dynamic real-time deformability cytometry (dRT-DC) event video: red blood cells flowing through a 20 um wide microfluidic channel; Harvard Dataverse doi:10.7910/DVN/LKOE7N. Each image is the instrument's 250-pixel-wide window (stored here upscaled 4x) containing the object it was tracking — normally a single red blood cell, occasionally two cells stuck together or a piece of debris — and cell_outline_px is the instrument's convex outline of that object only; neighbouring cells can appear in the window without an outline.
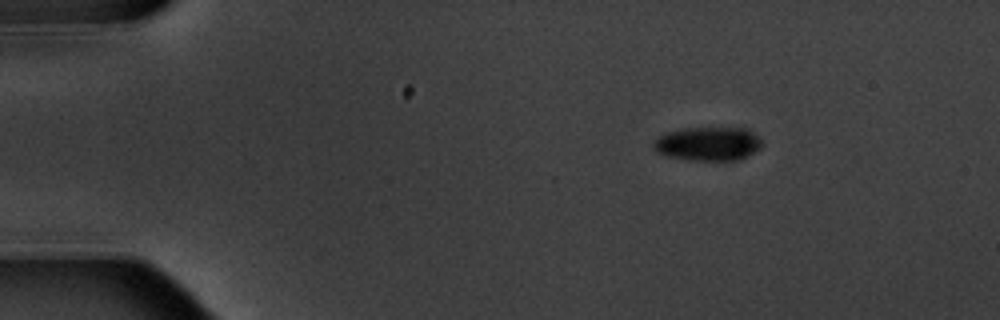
{"species": "common noctule bat (a hibernating species)", "species_latin": "Nyctalus noctula", "temperature_condition": "warm", "stored_images_in_passage": 7, "camera_frame_rate_fps": 3000, "um_per_image_px": 0.085, "animal": {"sex": "male", "body_mass_g": 20.1, "forearm_length_mm": 53.5}, "frame": {"image": 1, "passage_image": 1, "time_ms": 0.0, "image_size_px": [1000, 320], "cell_outline_px": [[764, 144], [760, 148], [740, 160], [688, 160], [668, 156], [656, 152], [652, 148], [652, 144], [660, 136], [668, 132], [684, 128], [748, 128]], "centroid_in_image_um": [60.19, 12.23], "position_along_channel_um": 24.8, "area_um2": 21.33}}
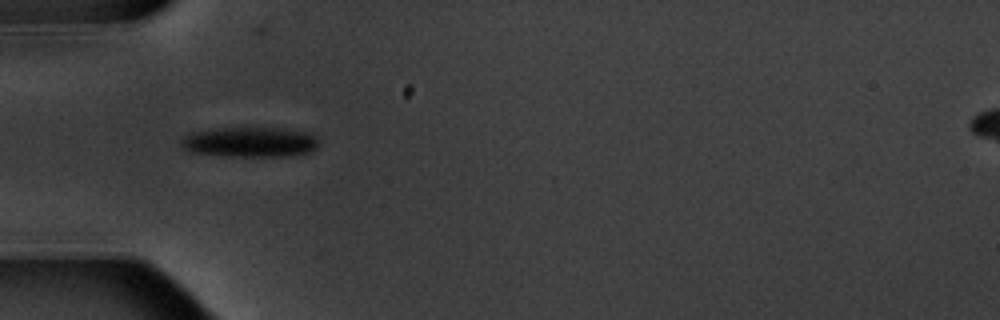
{"frame": {"image": 2, "passage_image": 4, "time_ms": 3.333, "image_size_px": [1000, 320], "cell_outline_px": [[316, 148], [312, 152], [292, 156], [220, 156], [188, 152], [180, 144], [180, 140], [184, 136], [192, 132], [220, 128], [280, 128], [312, 132], [316, 136]], "centroid_in_image_um": [21.25, 12.08], "position_along_channel_um": 63.8, "area_um2": 24.45}}